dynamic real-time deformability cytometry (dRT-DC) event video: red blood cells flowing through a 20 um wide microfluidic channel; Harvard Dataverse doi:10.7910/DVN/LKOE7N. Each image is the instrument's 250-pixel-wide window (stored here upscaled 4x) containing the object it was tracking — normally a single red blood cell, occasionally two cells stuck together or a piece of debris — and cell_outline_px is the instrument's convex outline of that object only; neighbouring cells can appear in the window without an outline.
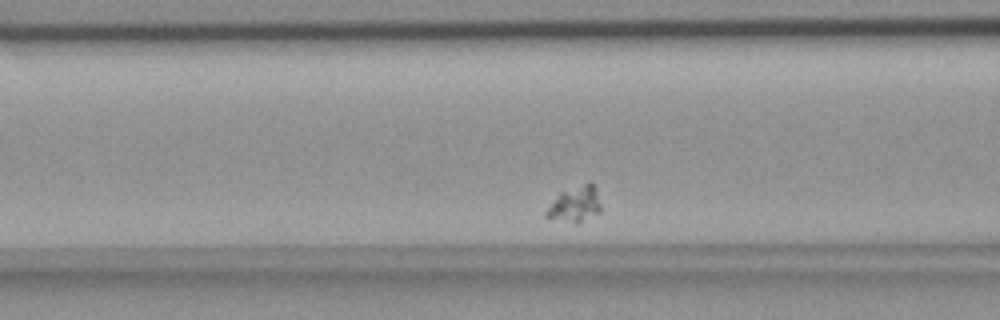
{"species": "common noctule bat (a hibernating species)", "species_latin": "Nyctalus noctula", "temperature_condition": "room temperature", "stored_images_in_passage": 35, "camera_frame_rate_fps": 3000, "um_per_image_px": 0.085, "animal": {"sex": "female", "body_mass_g": 18.4}, "frame": {"image": 1, "passage_image": 18, "time_ms": 5.667, "image_size_px": [1000, 320], "cell_outline_px": [[600, 212], [576, 224], [544, 216], [544, 212], [560, 192], [588, 180], [592, 184], [600, 204]], "centroid_in_image_um": [48.86, 17.35], "position_along_channel_um": 117.7, "area_um2": 11.21}}
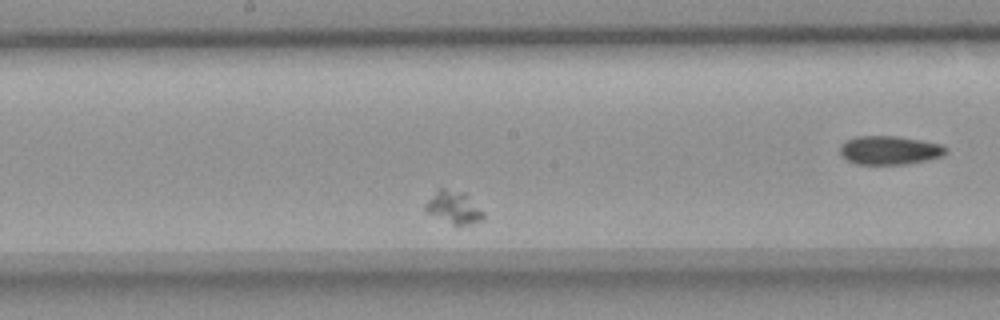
{"frame": {"image": 2, "passage_image": 27, "time_ms": 8.667, "image_size_px": [1000, 320], "cell_outline_px": [[484, 216], [480, 220], [468, 224], [456, 224], [424, 212], [424, 204], [436, 188], [444, 188], [464, 192], [484, 212]], "centroid_in_image_um": [38.51, 17.58], "position_along_channel_um": 209.7, "area_um2": 10.87}}
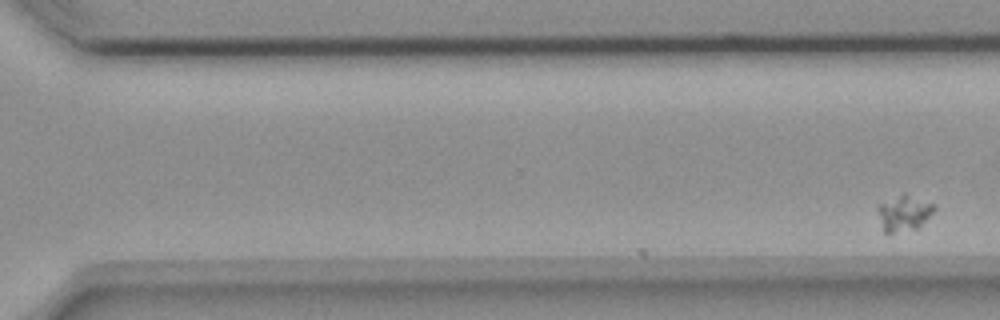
{"frame": {"image": 3, "passage_image": 35, "time_ms": 11.333, "image_size_px": [1000, 320], "cell_outline_px": [[936, 208], [916, 228], [892, 232], [884, 232], [876, 208], [880, 204], [904, 192], [932, 204]], "centroid_in_image_um": [76.79, 18.08], "position_along_channel_um": 293.8, "area_um2": 11.21}}